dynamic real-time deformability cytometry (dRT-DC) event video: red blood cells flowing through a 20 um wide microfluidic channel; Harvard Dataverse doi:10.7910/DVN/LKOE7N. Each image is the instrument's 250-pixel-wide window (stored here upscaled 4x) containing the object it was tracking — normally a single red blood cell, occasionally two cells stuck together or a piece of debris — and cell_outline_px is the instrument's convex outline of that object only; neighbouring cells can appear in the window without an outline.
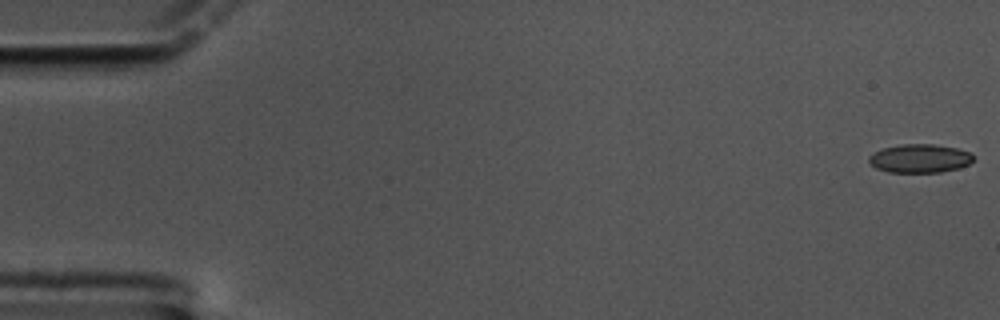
{"species": "common noctule bat (a hibernating species)", "species_latin": "Nyctalus noctula", "temperature_condition": "cold", "stored_images_in_passage": 16, "camera_frame_rate_fps": 3000, "um_per_image_px": 0.085, "animal": {"sex": "male", "body_mass_g": 17.5, "forearm_length_mm": 52.3}, "frame": {"image": 1, "passage_image": 1, "time_ms": 0.0, "image_size_px": [1000, 320], "cell_outline_px": [[972, 160], [968, 164], [956, 168], [940, 172], [888, 172], [876, 168], [868, 160], [868, 156], [884, 148], [900, 144], [932, 144], [956, 148], [972, 152]], "centroid_in_image_um": [78.17, 13.46], "position_along_channel_um": 6.8, "area_um2": 17.17}}
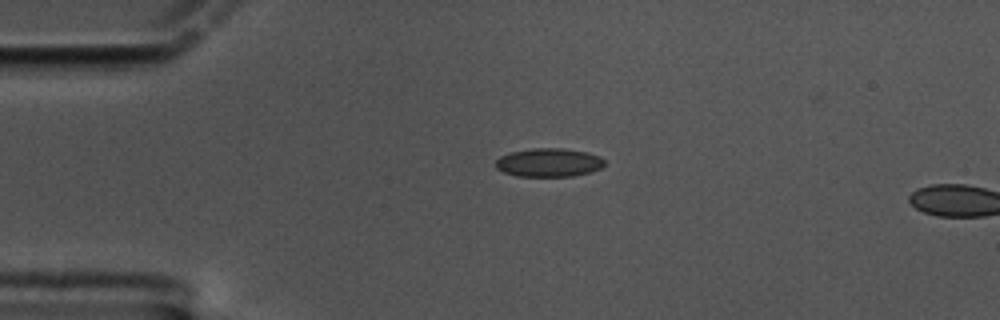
{"frame": {"image": 2, "passage_image": 14, "time_ms": 4.333, "image_size_px": [1000, 320], "cell_outline_px": [[604, 164], [600, 168], [592, 172], [572, 176], [516, 176], [504, 172], [496, 168], [496, 160], [500, 156], [512, 152], [532, 148], [564, 148], [588, 152], [600, 156], [604, 160]], "centroid_in_image_um": [46.67, 13.81], "position_along_channel_um": 38.3, "area_um2": 18.15}}